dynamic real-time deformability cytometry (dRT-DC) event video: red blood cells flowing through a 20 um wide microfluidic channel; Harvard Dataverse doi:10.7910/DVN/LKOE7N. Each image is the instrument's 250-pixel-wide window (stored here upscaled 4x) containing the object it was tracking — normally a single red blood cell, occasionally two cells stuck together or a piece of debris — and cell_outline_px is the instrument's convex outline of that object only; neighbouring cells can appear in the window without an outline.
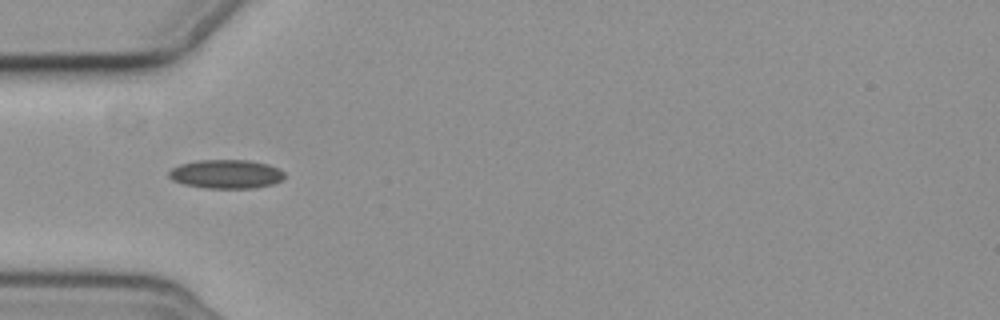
{"species": "common noctule bat (a hibernating species)", "species_latin": "Nyctalus noctula", "temperature_condition": "cold", "stored_images_in_passage": 7, "camera_frame_rate_fps": 3000, "um_per_image_px": 0.085, "animal": {"sex": "female", "body_mass_g": 19.3, "forearm_length_mm": 54.1}, "frame": {"image": 1, "passage_image": 6, "time_ms": 6.0, "image_size_px": [1000, 320], "cell_outline_px": [[284, 176], [280, 180], [272, 184], [252, 188], [204, 188], [184, 184], [172, 180], [168, 176], [168, 172], [172, 168], [180, 164], [200, 160], [252, 160], [268, 164], [280, 168], [284, 172]], "centroid_in_image_um": [19.22, 14.79], "position_along_channel_um": 65.8, "area_um2": 19.48}}
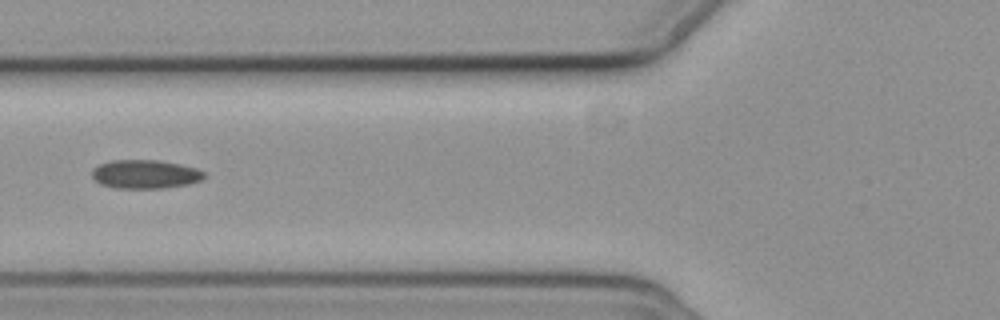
{"frame": {"image": 2, "passage_image": 7, "time_ms": 7.333, "image_size_px": [1000, 320], "cell_outline_px": [[204, 176], [200, 180], [188, 184], [164, 188], [116, 188], [100, 184], [92, 176], [92, 172], [100, 164], [112, 160], [160, 160], [180, 164], [196, 168], [204, 172]], "centroid_in_image_um": [12.35, 14.8], "position_along_channel_um": 113.5, "area_um2": 18.61}}